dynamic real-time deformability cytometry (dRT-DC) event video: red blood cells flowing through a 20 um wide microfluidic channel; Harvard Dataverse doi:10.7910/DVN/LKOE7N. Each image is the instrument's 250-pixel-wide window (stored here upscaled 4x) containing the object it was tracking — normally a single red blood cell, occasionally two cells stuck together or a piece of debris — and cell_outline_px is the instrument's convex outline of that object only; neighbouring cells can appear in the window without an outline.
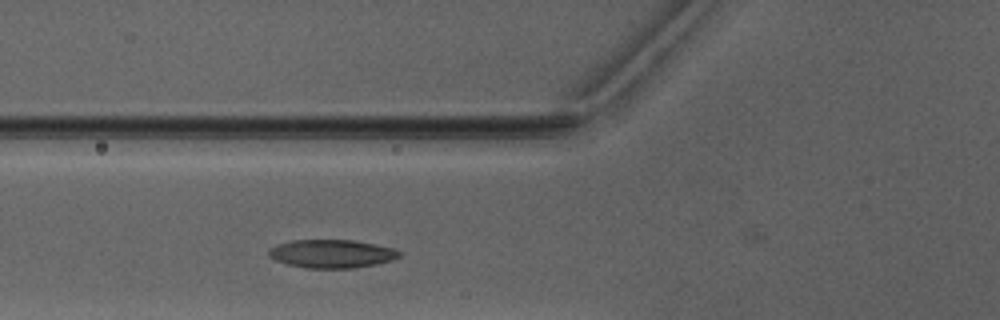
{"species": "Egyptian fruit bat (a non-hibernating species)", "species_latin": "Rousettus aegyptiacus", "temperature_condition": "warm", "stored_images_in_passage": 3, "camera_frame_rate_fps": 3000, "um_per_image_px": 0.085, "animal": {"sex": "male"}, "frame": {"image": 1, "passage_image": 3, "time_ms": 3.333, "image_size_px": [1000, 320], "cell_outline_px": [[400, 256], [392, 260], [376, 264], [352, 268], [304, 268], [288, 264], [276, 260], [268, 256], [268, 252], [276, 244], [292, 240], [352, 240], [376, 244], [396, 248], [400, 252]], "centroid_in_image_um": [28.21, 21.56], "position_along_channel_um": 97.6, "area_um2": 21.56}}